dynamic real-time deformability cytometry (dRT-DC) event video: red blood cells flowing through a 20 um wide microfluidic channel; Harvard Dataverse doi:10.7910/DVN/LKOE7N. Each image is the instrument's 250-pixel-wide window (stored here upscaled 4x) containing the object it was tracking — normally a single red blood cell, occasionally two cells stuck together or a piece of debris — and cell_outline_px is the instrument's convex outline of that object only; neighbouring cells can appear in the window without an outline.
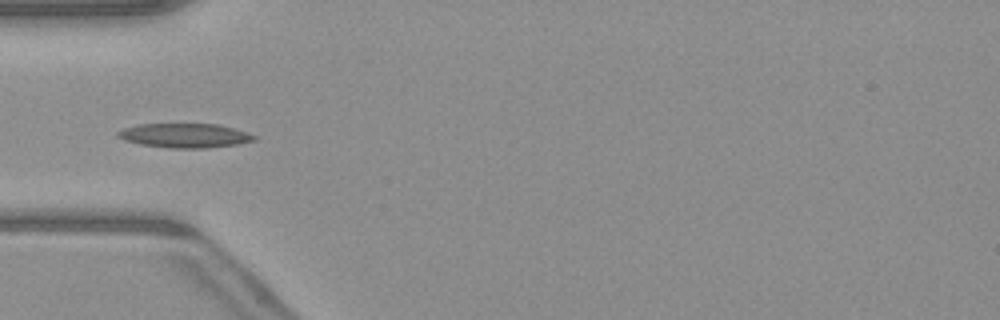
{"species": "common noctule bat (a hibernating species)", "species_latin": "Nyctalus noctula", "temperature_condition": "warm", "stored_images_in_passage": 50, "camera_frame_rate_fps": 3000, "um_per_image_px": 0.085, "animal": {"sex": "male", "body_mass_g": 23.1, "forearm_length_mm": 52.7}, "frame": {"image": 1, "passage_image": 16, "time_ms": 5.0, "image_size_px": [1000, 320], "cell_outline_px": [[256, 140], [236, 144], [204, 148], [172, 148], [140, 144], [124, 140], [116, 136], [116, 132], [124, 128], [136, 124], [216, 124], [232, 128], [256, 136]], "centroid_in_image_um": [15.64, 11.52], "position_along_channel_um": 69.4, "area_um2": 19.07}}
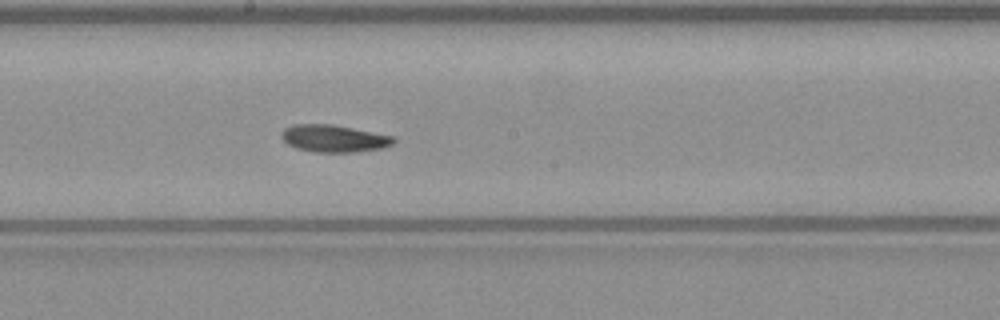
{"frame": {"image": 2, "passage_image": 27, "time_ms": 8.667, "image_size_px": [1000, 320], "cell_outline_px": [[396, 140], [392, 144], [384, 148], [356, 152], [312, 152], [296, 148], [288, 144], [280, 136], [280, 132], [284, 128], [292, 124], [332, 124], [396, 136]], "centroid_in_image_um": [28.39, 11.77], "position_along_channel_um": 219.8, "area_um2": 18.09}}
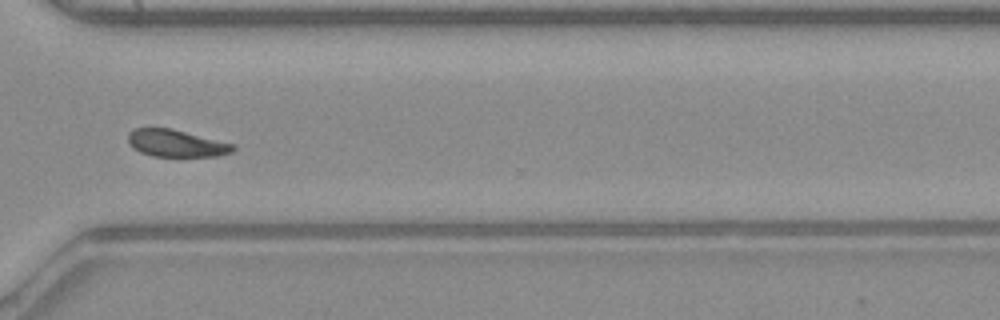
{"frame": {"image": 3, "passage_image": 37, "time_ms": 12.0, "image_size_px": [1000, 320], "cell_outline_px": [[236, 148], [232, 152], [216, 156], [152, 156], [140, 152], [132, 148], [128, 140], [128, 132], [132, 128], [172, 128], [236, 144]], "centroid_in_image_um": [14.98, 12.17], "position_along_channel_um": 355.6, "area_um2": 16.82}, "authors_computed_cell_mechanics": {"area_um2": 17.629, "velocity_mm_per_s": 4.073, "shape_relaxation_time_tau1_ms": 3.7797, "shape_relaxation_time_tau2_ms": 8.4352, "deformation_change_tau1": 0.1446, "deformation_change_tau2": 0.1288}}